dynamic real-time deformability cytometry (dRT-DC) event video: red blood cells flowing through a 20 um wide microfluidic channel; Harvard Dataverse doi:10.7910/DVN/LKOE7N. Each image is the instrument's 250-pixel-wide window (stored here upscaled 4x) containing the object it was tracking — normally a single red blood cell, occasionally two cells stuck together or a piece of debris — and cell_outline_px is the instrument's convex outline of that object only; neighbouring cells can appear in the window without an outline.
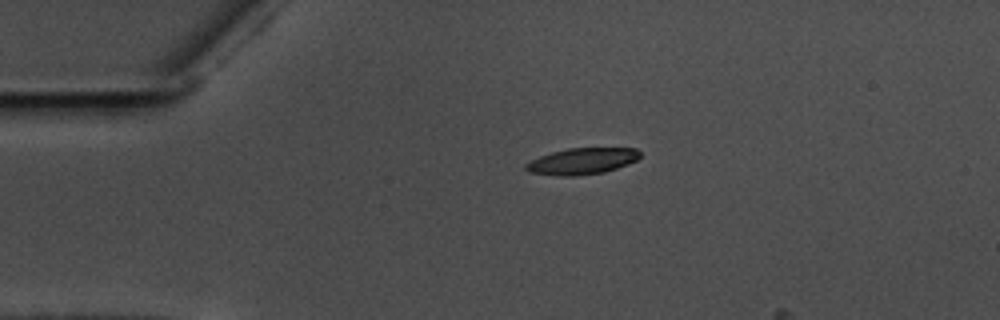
{"species": "common noctule bat (a hibernating species)", "species_latin": "Nyctalus noctula", "temperature_condition": "warm", "stored_images_in_passage": 5, "camera_frame_rate_fps": 3000, "um_per_image_px": 0.085, "animal": {"sex": "male", "body_mass_g": 17.5, "forearm_length_mm": 52.3}, "frame": {"image": 1, "passage_image": 1, "time_ms": 0.0, "image_size_px": [1000, 320], "cell_outline_px": [[640, 156], [636, 160], [628, 164], [604, 172], [576, 176], [560, 176], [528, 172], [524, 168], [524, 164], [540, 156], [552, 152], [568, 148], [636, 148], [640, 152]], "centroid_in_image_um": [49.46, 13.7], "position_along_channel_um": 35.5, "area_um2": 17.51}}